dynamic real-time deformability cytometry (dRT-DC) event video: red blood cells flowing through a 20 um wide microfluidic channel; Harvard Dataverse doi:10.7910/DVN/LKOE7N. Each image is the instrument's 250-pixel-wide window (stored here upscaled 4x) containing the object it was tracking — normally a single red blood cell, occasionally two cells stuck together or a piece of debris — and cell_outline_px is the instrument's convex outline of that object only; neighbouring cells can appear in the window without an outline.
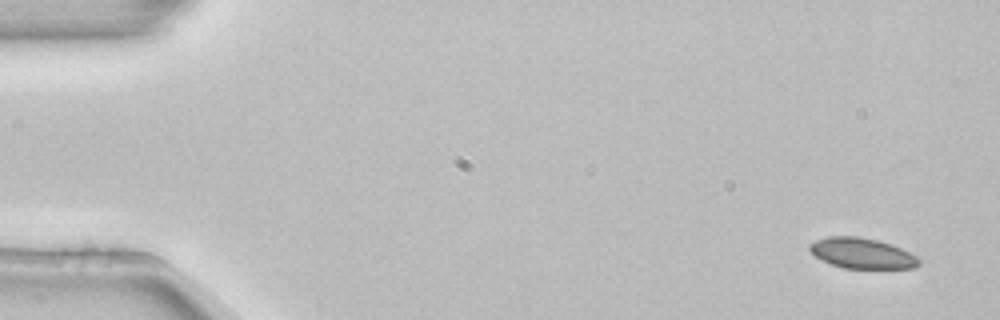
{"species": "common noctule bat (a hibernating species)", "species_latin": "Nyctalus noctula", "temperature_condition": "room temperature", "stored_images_in_passage": 4, "camera_frame_rate_fps": 3000, "um_per_image_px": 0.085, "animal": {"sex": "female", "body_mass_g": 22.7, "forearm_length_mm": 54.2}, "frame": {"image": 1, "passage_image": 1, "time_ms": 0.0, "image_size_px": [1000, 320], "cell_outline_px": [[920, 264], [912, 268], [844, 268], [832, 264], [816, 256], [808, 248], [808, 244], [816, 240], [828, 236], [856, 236], [876, 240], [900, 248], [916, 256], [920, 260]], "centroid_in_image_um": [73.25, 21.52], "position_along_channel_um": 11.8, "area_um2": 19.07}}